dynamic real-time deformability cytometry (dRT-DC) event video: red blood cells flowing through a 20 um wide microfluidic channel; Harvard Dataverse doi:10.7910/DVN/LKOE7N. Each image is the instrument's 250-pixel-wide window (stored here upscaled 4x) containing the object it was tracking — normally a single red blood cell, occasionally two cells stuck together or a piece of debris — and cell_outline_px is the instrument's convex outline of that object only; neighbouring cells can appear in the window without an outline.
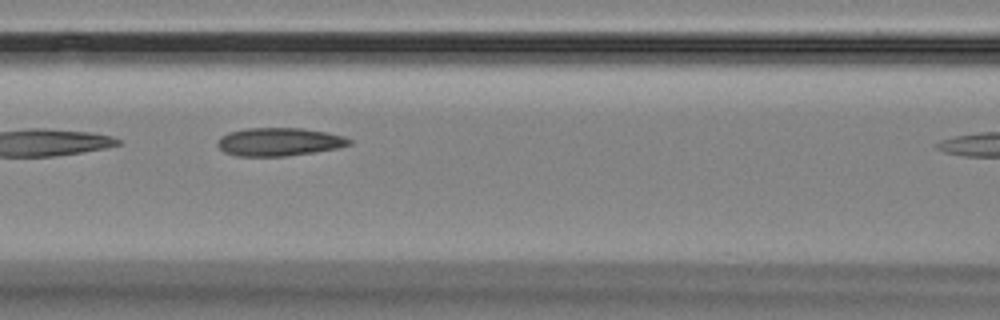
{"species": "Egyptian fruit bat (a non-hibernating species)", "species_latin": "Rousettus aegyptiacus", "temperature_condition": "room temperature", "stored_images_in_passage": 6, "camera_frame_rate_fps": 3000, "um_per_image_px": 0.085, "animal": {"sex": "female"}, "frame": {"image": 1, "passage_image": 4, "time_ms": 3.333, "image_size_px": [1000, 320], "cell_outline_px": [[352, 144], [336, 148], [312, 152], [284, 156], [236, 156], [224, 152], [216, 144], [216, 140], [220, 136], [228, 132], [248, 128], [304, 128], [344, 136], [352, 140]], "centroid_in_image_um": [23.68, 12.05], "position_along_channel_um": 142.9, "area_um2": 21.62}}